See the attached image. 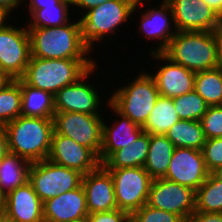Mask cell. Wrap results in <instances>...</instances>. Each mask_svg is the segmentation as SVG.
Listing matches in <instances>:
<instances>
[{
  "mask_svg": "<svg viewBox=\"0 0 222 222\" xmlns=\"http://www.w3.org/2000/svg\"><path fill=\"white\" fill-rule=\"evenodd\" d=\"M31 56L42 59L86 58L80 20L57 27H28Z\"/></svg>",
  "mask_w": 222,
  "mask_h": 222,
  "instance_id": "6da1fadb",
  "label": "cell"
},
{
  "mask_svg": "<svg viewBox=\"0 0 222 222\" xmlns=\"http://www.w3.org/2000/svg\"><path fill=\"white\" fill-rule=\"evenodd\" d=\"M95 65L91 58L42 59L30 56L21 79L34 88L55 95L63 87L75 83Z\"/></svg>",
  "mask_w": 222,
  "mask_h": 222,
  "instance_id": "7a4b0ae2",
  "label": "cell"
},
{
  "mask_svg": "<svg viewBox=\"0 0 222 222\" xmlns=\"http://www.w3.org/2000/svg\"><path fill=\"white\" fill-rule=\"evenodd\" d=\"M8 150L30 163L39 162L48 158L54 120L20 115L6 124Z\"/></svg>",
  "mask_w": 222,
  "mask_h": 222,
  "instance_id": "3957f363",
  "label": "cell"
},
{
  "mask_svg": "<svg viewBox=\"0 0 222 222\" xmlns=\"http://www.w3.org/2000/svg\"><path fill=\"white\" fill-rule=\"evenodd\" d=\"M162 53L194 72L218 68L213 31H177Z\"/></svg>",
  "mask_w": 222,
  "mask_h": 222,
  "instance_id": "277c9868",
  "label": "cell"
},
{
  "mask_svg": "<svg viewBox=\"0 0 222 222\" xmlns=\"http://www.w3.org/2000/svg\"><path fill=\"white\" fill-rule=\"evenodd\" d=\"M160 94L154 77L139 74L133 82L116 90L109 102L124 116L143 127Z\"/></svg>",
  "mask_w": 222,
  "mask_h": 222,
  "instance_id": "5b68a950",
  "label": "cell"
},
{
  "mask_svg": "<svg viewBox=\"0 0 222 222\" xmlns=\"http://www.w3.org/2000/svg\"><path fill=\"white\" fill-rule=\"evenodd\" d=\"M141 0H110L86 12L79 20L82 36L89 49L92 43L102 41L106 34L114 33L115 29L135 12Z\"/></svg>",
  "mask_w": 222,
  "mask_h": 222,
  "instance_id": "8992f818",
  "label": "cell"
},
{
  "mask_svg": "<svg viewBox=\"0 0 222 222\" xmlns=\"http://www.w3.org/2000/svg\"><path fill=\"white\" fill-rule=\"evenodd\" d=\"M83 174L48 159L31 163L28 182L42 202L82 185Z\"/></svg>",
  "mask_w": 222,
  "mask_h": 222,
  "instance_id": "52a82bcc",
  "label": "cell"
},
{
  "mask_svg": "<svg viewBox=\"0 0 222 222\" xmlns=\"http://www.w3.org/2000/svg\"><path fill=\"white\" fill-rule=\"evenodd\" d=\"M107 170L112 175L119 210L131 215L147 203L153 178L144 167Z\"/></svg>",
  "mask_w": 222,
  "mask_h": 222,
  "instance_id": "ba28073f",
  "label": "cell"
},
{
  "mask_svg": "<svg viewBox=\"0 0 222 222\" xmlns=\"http://www.w3.org/2000/svg\"><path fill=\"white\" fill-rule=\"evenodd\" d=\"M53 120L58 134L73 139L100 156L104 122L100 115L55 112Z\"/></svg>",
  "mask_w": 222,
  "mask_h": 222,
  "instance_id": "9c48e42d",
  "label": "cell"
},
{
  "mask_svg": "<svg viewBox=\"0 0 222 222\" xmlns=\"http://www.w3.org/2000/svg\"><path fill=\"white\" fill-rule=\"evenodd\" d=\"M147 204L177 214L186 221L195 211L196 191L165 178L153 179Z\"/></svg>",
  "mask_w": 222,
  "mask_h": 222,
  "instance_id": "30bf717a",
  "label": "cell"
},
{
  "mask_svg": "<svg viewBox=\"0 0 222 222\" xmlns=\"http://www.w3.org/2000/svg\"><path fill=\"white\" fill-rule=\"evenodd\" d=\"M31 56L28 28L8 26L0 29V69L12 79L21 78Z\"/></svg>",
  "mask_w": 222,
  "mask_h": 222,
  "instance_id": "8fae6325",
  "label": "cell"
},
{
  "mask_svg": "<svg viewBox=\"0 0 222 222\" xmlns=\"http://www.w3.org/2000/svg\"><path fill=\"white\" fill-rule=\"evenodd\" d=\"M209 174L202 151L178 147L173 151L167 173L163 178L197 191Z\"/></svg>",
  "mask_w": 222,
  "mask_h": 222,
  "instance_id": "7c38bea8",
  "label": "cell"
},
{
  "mask_svg": "<svg viewBox=\"0 0 222 222\" xmlns=\"http://www.w3.org/2000/svg\"><path fill=\"white\" fill-rule=\"evenodd\" d=\"M177 31H214L222 17L203 0H166Z\"/></svg>",
  "mask_w": 222,
  "mask_h": 222,
  "instance_id": "4fadbf2b",
  "label": "cell"
},
{
  "mask_svg": "<svg viewBox=\"0 0 222 222\" xmlns=\"http://www.w3.org/2000/svg\"><path fill=\"white\" fill-rule=\"evenodd\" d=\"M47 159L83 175L96 170L101 165L99 157L91 149L58 134L55 130Z\"/></svg>",
  "mask_w": 222,
  "mask_h": 222,
  "instance_id": "5bb4252c",
  "label": "cell"
},
{
  "mask_svg": "<svg viewBox=\"0 0 222 222\" xmlns=\"http://www.w3.org/2000/svg\"><path fill=\"white\" fill-rule=\"evenodd\" d=\"M95 68L96 65L90 68L75 83L63 87L54 95L55 112L101 115L97 111L101 105L100 102H102L98 92L93 86L84 81V79H87V76L89 77L92 74Z\"/></svg>",
  "mask_w": 222,
  "mask_h": 222,
  "instance_id": "9a60e30c",
  "label": "cell"
},
{
  "mask_svg": "<svg viewBox=\"0 0 222 222\" xmlns=\"http://www.w3.org/2000/svg\"><path fill=\"white\" fill-rule=\"evenodd\" d=\"M82 186L89 214L117 209L112 175L103 165L83 175Z\"/></svg>",
  "mask_w": 222,
  "mask_h": 222,
  "instance_id": "2e32d148",
  "label": "cell"
},
{
  "mask_svg": "<svg viewBox=\"0 0 222 222\" xmlns=\"http://www.w3.org/2000/svg\"><path fill=\"white\" fill-rule=\"evenodd\" d=\"M88 214L82 185L43 202L44 222H76Z\"/></svg>",
  "mask_w": 222,
  "mask_h": 222,
  "instance_id": "e0dca14e",
  "label": "cell"
},
{
  "mask_svg": "<svg viewBox=\"0 0 222 222\" xmlns=\"http://www.w3.org/2000/svg\"><path fill=\"white\" fill-rule=\"evenodd\" d=\"M151 54L155 59L169 62L152 75L161 96L174 98L194 90L196 72L172 62L163 53L155 52L154 49Z\"/></svg>",
  "mask_w": 222,
  "mask_h": 222,
  "instance_id": "ac0fdd59",
  "label": "cell"
},
{
  "mask_svg": "<svg viewBox=\"0 0 222 222\" xmlns=\"http://www.w3.org/2000/svg\"><path fill=\"white\" fill-rule=\"evenodd\" d=\"M3 211L16 222H44L43 202L28 181L5 196Z\"/></svg>",
  "mask_w": 222,
  "mask_h": 222,
  "instance_id": "d6986e66",
  "label": "cell"
},
{
  "mask_svg": "<svg viewBox=\"0 0 222 222\" xmlns=\"http://www.w3.org/2000/svg\"><path fill=\"white\" fill-rule=\"evenodd\" d=\"M108 106L122 119L114 127H108L103 122L102 145L99 156L101 165L115 152L134 142L144 132V129L127 116L121 114L108 100Z\"/></svg>",
  "mask_w": 222,
  "mask_h": 222,
  "instance_id": "ffe728a7",
  "label": "cell"
},
{
  "mask_svg": "<svg viewBox=\"0 0 222 222\" xmlns=\"http://www.w3.org/2000/svg\"><path fill=\"white\" fill-rule=\"evenodd\" d=\"M160 6L158 9L151 8L143 13L139 28L142 34L144 32L145 37L148 39H160L159 47L155 51L162 53L169 45L170 40L174 37L177 30L174 31L171 29L170 20H174V17L170 4L166 0H163Z\"/></svg>",
  "mask_w": 222,
  "mask_h": 222,
  "instance_id": "44dd1931",
  "label": "cell"
},
{
  "mask_svg": "<svg viewBox=\"0 0 222 222\" xmlns=\"http://www.w3.org/2000/svg\"><path fill=\"white\" fill-rule=\"evenodd\" d=\"M15 80L20 84L21 89V115L53 119L55 114L54 95L26 84L21 78Z\"/></svg>",
  "mask_w": 222,
  "mask_h": 222,
  "instance_id": "7402d4cb",
  "label": "cell"
},
{
  "mask_svg": "<svg viewBox=\"0 0 222 222\" xmlns=\"http://www.w3.org/2000/svg\"><path fill=\"white\" fill-rule=\"evenodd\" d=\"M150 134L143 132L134 142L115 151L102 165L106 169L144 167L149 151Z\"/></svg>",
  "mask_w": 222,
  "mask_h": 222,
  "instance_id": "603a6c76",
  "label": "cell"
},
{
  "mask_svg": "<svg viewBox=\"0 0 222 222\" xmlns=\"http://www.w3.org/2000/svg\"><path fill=\"white\" fill-rule=\"evenodd\" d=\"M175 146L165 135L150 134L144 169L153 178H163L168 170Z\"/></svg>",
  "mask_w": 222,
  "mask_h": 222,
  "instance_id": "cb8c5ba5",
  "label": "cell"
},
{
  "mask_svg": "<svg viewBox=\"0 0 222 222\" xmlns=\"http://www.w3.org/2000/svg\"><path fill=\"white\" fill-rule=\"evenodd\" d=\"M30 165V162L10 151L3 157L0 161V190L5 196L28 181Z\"/></svg>",
  "mask_w": 222,
  "mask_h": 222,
  "instance_id": "d4e9b609",
  "label": "cell"
},
{
  "mask_svg": "<svg viewBox=\"0 0 222 222\" xmlns=\"http://www.w3.org/2000/svg\"><path fill=\"white\" fill-rule=\"evenodd\" d=\"M175 148L185 147L202 151L206 137L198 120H180L165 134Z\"/></svg>",
  "mask_w": 222,
  "mask_h": 222,
  "instance_id": "484cf974",
  "label": "cell"
},
{
  "mask_svg": "<svg viewBox=\"0 0 222 222\" xmlns=\"http://www.w3.org/2000/svg\"><path fill=\"white\" fill-rule=\"evenodd\" d=\"M178 121L180 118L175 111L173 99L160 95L142 128L149 134L165 135Z\"/></svg>",
  "mask_w": 222,
  "mask_h": 222,
  "instance_id": "4316f807",
  "label": "cell"
},
{
  "mask_svg": "<svg viewBox=\"0 0 222 222\" xmlns=\"http://www.w3.org/2000/svg\"><path fill=\"white\" fill-rule=\"evenodd\" d=\"M194 91L208 106H222V69L196 72Z\"/></svg>",
  "mask_w": 222,
  "mask_h": 222,
  "instance_id": "83f0119b",
  "label": "cell"
},
{
  "mask_svg": "<svg viewBox=\"0 0 222 222\" xmlns=\"http://www.w3.org/2000/svg\"><path fill=\"white\" fill-rule=\"evenodd\" d=\"M195 211L222 213V181L212 173L196 191Z\"/></svg>",
  "mask_w": 222,
  "mask_h": 222,
  "instance_id": "f1b7e54d",
  "label": "cell"
},
{
  "mask_svg": "<svg viewBox=\"0 0 222 222\" xmlns=\"http://www.w3.org/2000/svg\"><path fill=\"white\" fill-rule=\"evenodd\" d=\"M20 84L13 80L0 91V125L5 126L21 115Z\"/></svg>",
  "mask_w": 222,
  "mask_h": 222,
  "instance_id": "f546056e",
  "label": "cell"
},
{
  "mask_svg": "<svg viewBox=\"0 0 222 222\" xmlns=\"http://www.w3.org/2000/svg\"><path fill=\"white\" fill-rule=\"evenodd\" d=\"M180 120H198L206 113L208 105L194 90L172 98Z\"/></svg>",
  "mask_w": 222,
  "mask_h": 222,
  "instance_id": "4dcf8cb0",
  "label": "cell"
},
{
  "mask_svg": "<svg viewBox=\"0 0 222 222\" xmlns=\"http://www.w3.org/2000/svg\"><path fill=\"white\" fill-rule=\"evenodd\" d=\"M69 5H48L40 10H28L31 16L29 27H57L68 23Z\"/></svg>",
  "mask_w": 222,
  "mask_h": 222,
  "instance_id": "1f68e13d",
  "label": "cell"
},
{
  "mask_svg": "<svg viewBox=\"0 0 222 222\" xmlns=\"http://www.w3.org/2000/svg\"><path fill=\"white\" fill-rule=\"evenodd\" d=\"M131 222H183L177 214L149 206L147 203L130 215Z\"/></svg>",
  "mask_w": 222,
  "mask_h": 222,
  "instance_id": "d6a6232c",
  "label": "cell"
},
{
  "mask_svg": "<svg viewBox=\"0 0 222 222\" xmlns=\"http://www.w3.org/2000/svg\"><path fill=\"white\" fill-rule=\"evenodd\" d=\"M200 122L206 139L222 138V106H208Z\"/></svg>",
  "mask_w": 222,
  "mask_h": 222,
  "instance_id": "836d02e7",
  "label": "cell"
},
{
  "mask_svg": "<svg viewBox=\"0 0 222 222\" xmlns=\"http://www.w3.org/2000/svg\"><path fill=\"white\" fill-rule=\"evenodd\" d=\"M202 153L206 168L210 173L222 166V138L206 139Z\"/></svg>",
  "mask_w": 222,
  "mask_h": 222,
  "instance_id": "e575fe53",
  "label": "cell"
},
{
  "mask_svg": "<svg viewBox=\"0 0 222 222\" xmlns=\"http://www.w3.org/2000/svg\"><path fill=\"white\" fill-rule=\"evenodd\" d=\"M89 222H129L130 215L118 208L108 212H96L88 214Z\"/></svg>",
  "mask_w": 222,
  "mask_h": 222,
  "instance_id": "d590c367",
  "label": "cell"
},
{
  "mask_svg": "<svg viewBox=\"0 0 222 222\" xmlns=\"http://www.w3.org/2000/svg\"><path fill=\"white\" fill-rule=\"evenodd\" d=\"M189 222H222V213H205L194 211L188 218Z\"/></svg>",
  "mask_w": 222,
  "mask_h": 222,
  "instance_id": "8d00e7d4",
  "label": "cell"
},
{
  "mask_svg": "<svg viewBox=\"0 0 222 222\" xmlns=\"http://www.w3.org/2000/svg\"><path fill=\"white\" fill-rule=\"evenodd\" d=\"M72 5V0H30L28 10H40L48 5Z\"/></svg>",
  "mask_w": 222,
  "mask_h": 222,
  "instance_id": "74e56055",
  "label": "cell"
},
{
  "mask_svg": "<svg viewBox=\"0 0 222 222\" xmlns=\"http://www.w3.org/2000/svg\"><path fill=\"white\" fill-rule=\"evenodd\" d=\"M216 41L218 68L222 69V22L213 31Z\"/></svg>",
  "mask_w": 222,
  "mask_h": 222,
  "instance_id": "f35d334b",
  "label": "cell"
},
{
  "mask_svg": "<svg viewBox=\"0 0 222 222\" xmlns=\"http://www.w3.org/2000/svg\"><path fill=\"white\" fill-rule=\"evenodd\" d=\"M107 1L110 0H72V4L82 8L83 10L86 9L87 11H89Z\"/></svg>",
  "mask_w": 222,
  "mask_h": 222,
  "instance_id": "ab89813d",
  "label": "cell"
},
{
  "mask_svg": "<svg viewBox=\"0 0 222 222\" xmlns=\"http://www.w3.org/2000/svg\"><path fill=\"white\" fill-rule=\"evenodd\" d=\"M8 152L7 131L4 126L0 125V161Z\"/></svg>",
  "mask_w": 222,
  "mask_h": 222,
  "instance_id": "60d3db41",
  "label": "cell"
},
{
  "mask_svg": "<svg viewBox=\"0 0 222 222\" xmlns=\"http://www.w3.org/2000/svg\"><path fill=\"white\" fill-rule=\"evenodd\" d=\"M222 17V0H203Z\"/></svg>",
  "mask_w": 222,
  "mask_h": 222,
  "instance_id": "b9f144b4",
  "label": "cell"
},
{
  "mask_svg": "<svg viewBox=\"0 0 222 222\" xmlns=\"http://www.w3.org/2000/svg\"><path fill=\"white\" fill-rule=\"evenodd\" d=\"M14 79H12L6 72L0 69V91L9 85Z\"/></svg>",
  "mask_w": 222,
  "mask_h": 222,
  "instance_id": "7bdbcfd3",
  "label": "cell"
},
{
  "mask_svg": "<svg viewBox=\"0 0 222 222\" xmlns=\"http://www.w3.org/2000/svg\"><path fill=\"white\" fill-rule=\"evenodd\" d=\"M24 0H0V6L5 7L8 10L12 11L13 8H16L19 6V2Z\"/></svg>",
  "mask_w": 222,
  "mask_h": 222,
  "instance_id": "ee69618b",
  "label": "cell"
},
{
  "mask_svg": "<svg viewBox=\"0 0 222 222\" xmlns=\"http://www.w3.org/2000/svg\"><path fill=\"white\" fill-rule=\"evenodd\" d=\"M11 11L5 7L0 6V29L8 27L9 25L5 24L7 21V16ZM5 22V23H4Z\"/></svg>",
  "mask_w": 222,
  "mask_h": 222,
  "instance_id": "f6af8a7d",
  "label": "cell"
},
{
  "mask_svg": "<svg viewBox=\"0 0 222 222\" xmlns=\"http://www.w3.org/2000/svg\"><path fill=\"white\" fill-rule=\"evenodd\" d=\"M218 180L222 181V166L217 167L211 172Z\"/></svg>",
  "mask_w": 222,
  "mask_h": 222,
  "instance_id": "bcb514c9",
  "label": "cell"
},
{
  "mask_svg": "<svg viewBox=\"0 0 222 222\" xmlns=\"http://www.w3.org/2000/svg\"><path fill=\"white\" fill-rule=\"evenodd\" d=\"M5 206V195L0 190V210H4Z\"/></svg>",
  "mask_w": 222,
  "mask_h": 222,
  "instance_id": "7dc6e473",
  "label": "cell"
},
{
  "mask_svg": "<svg viewBox=\"0 0 222 222\" xmlns=\"http://www.w3.org/2000/svg\"><path fill=\"white\" fill-rule=\"evenodd\" d=\"M0 222H16V221L10 220V219L7 218L5 215H3V216L0 218Z\"/></svg>",
  "mask_w": 222,
  "mask_h": 222,
  "instance_id": "c3c4849f",
  "label": "cell"
},
{
  "mask_svg": "<svg viewBox=\"0 0 222 222\" xmlns=\"http://www.w3.org/2000/svg\"><path fill=\"white\" fill-rule=\"evenodd\" d=\"M76 222H89L87 218L80 220V221H76Z\"/></svg>",
  "mask_w": 222,
  "mask_h": 222,
  "instance_id": "681fc988",
  "label": "cell"
},
{
  "mask_svg": "<svg viewBox=\"0 0 222 222\" xmlns=\"http://www.w3.org/2000/svg\"><path fill=\"white\" fill-rule=\"evenodd\" d=\"M4 215V211L0 210V218Z\"/></svg>",
  "mask_w": 222,
  "mask_h": 222,
  "instance_id": "f907efd6",
  "label": "cell"
}]
</instances>
